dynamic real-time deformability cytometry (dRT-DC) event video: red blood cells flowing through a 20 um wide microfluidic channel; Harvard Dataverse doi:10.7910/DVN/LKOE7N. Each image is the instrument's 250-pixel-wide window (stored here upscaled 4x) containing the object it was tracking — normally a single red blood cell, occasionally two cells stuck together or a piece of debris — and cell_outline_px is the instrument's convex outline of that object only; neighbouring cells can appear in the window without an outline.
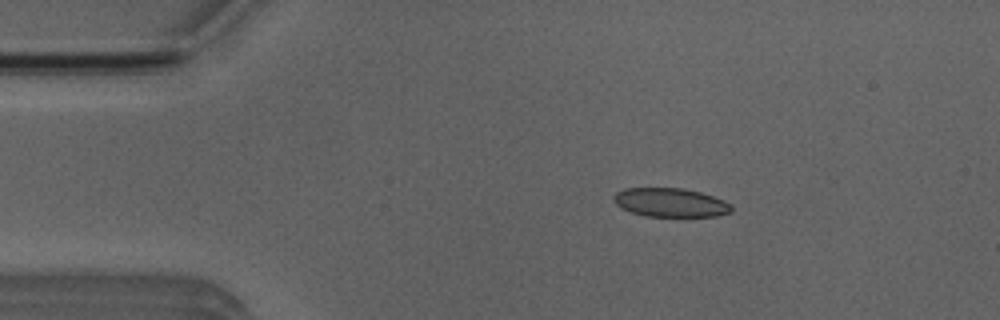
{"species": "Egyptian fruit bat (a non-hibernating species)", "species_latin": "Rousettus aegyptiacus", "temperature_condition": "room temperature", "stored_images_in_passage": 3, "camera_frame_rate_fps": 3000, "um_per_image_px": 0.085, "animal": {"sex": "male"}, "frame": {"image": 1, "passage_image": 2, "time_ms": 2.0, "image_size_px": [1000, 320], "cell_outline_px": [[732, 212], [716, 216], [644, 216], [620, 208], [612, 200], [612, 196], [616, 192], [624, 188], [684, 188], [700, 192], [724, 200], [732, 204]], "centroid_in_image_um": [56.97, 17.21], "position_along_channel_um": 28.0, "area_um2": 19.94}}